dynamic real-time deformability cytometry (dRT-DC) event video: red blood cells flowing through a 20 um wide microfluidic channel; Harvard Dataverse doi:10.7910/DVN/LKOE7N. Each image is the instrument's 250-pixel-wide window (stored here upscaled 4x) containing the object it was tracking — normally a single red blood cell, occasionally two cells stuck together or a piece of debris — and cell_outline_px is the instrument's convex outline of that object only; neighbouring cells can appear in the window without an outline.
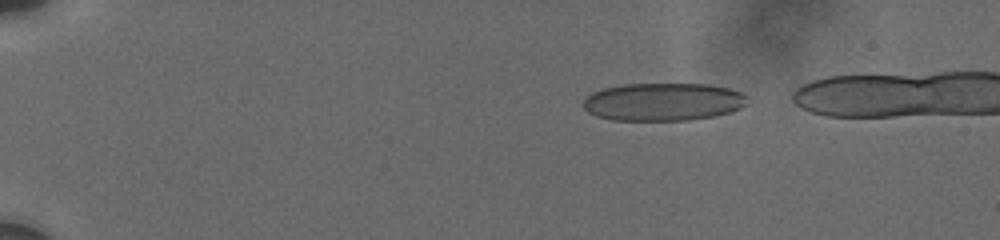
{"species": "human", "species_latin": "Homo sapiens", "temperature_condition": "cold", "stored_images_in_passage": 79, "camera_frame_rate_fps": 3000, "um_per_image_px": 0.085, "donor": {"sex": "male"}, "frame": {"image": 1, "passage_image": 8, "time_ms": 1.667, "image_size_px": [1000, 240], "cell_outline_px": [[744, 104], [740, 108], [716, 116], [688, 120], [612, 120], [596, 116], [588, 112], [584, 108], [584, 100], [592, 92], [604, 88], [624, 84], [708, 84], [728, 88], [740, 92], [744, 96]], "centroid_in_image_um": [56.32, 8.66], "position_along_channel_um": 28.7, "area_um2": 35.95}}
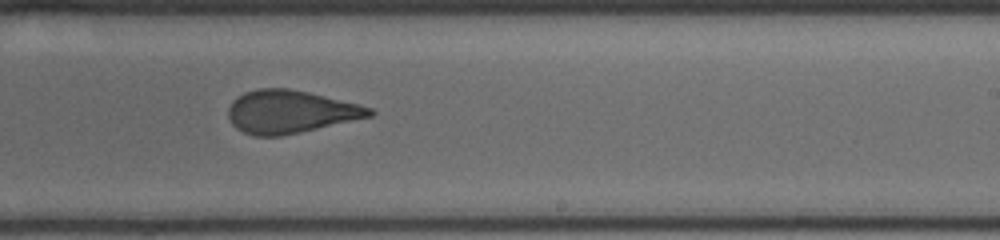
{"frame": {"image": 2, "passage_image": 51, "time_ms": 10.667, "image_size_px": [1000, 240], "cell_outline_px": [[376, 112], [372, 116], [300, 132], [280, 136], [256, 136], [244, 132], [236, 128], [232, 124], [228, 116], [228, 108], [232, 100], [236, 96], [244, 92], [256, 88], [288, 88], [308, 92], [360, 104], [372, 108]], "centroid_in_image_um": [24.65, 9.49], "position_along_channel_um": 264.3, "area_um2": 35.37}}
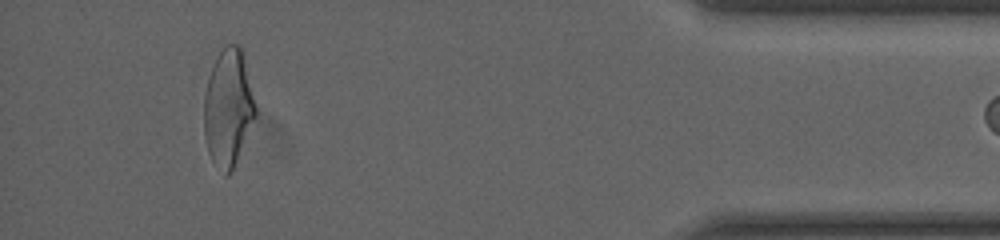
{"frame": {"image": 3, "passage_image": 75, "time_ms": 16.0, "image_size_px": [1000, 240], "cell_outline_px": [[256, 116], [232, 172], [228, 176], [224, 176], [212, 160], [208, 152], [204, 136], [204, 92], [208, 76], [220, 52], [228, 44], [240, 44], [256, 108]], "centroid_in_image_um": [19.38, 9.23], "position_along_channel_um": 415.8, "area_um2": 34.97}}